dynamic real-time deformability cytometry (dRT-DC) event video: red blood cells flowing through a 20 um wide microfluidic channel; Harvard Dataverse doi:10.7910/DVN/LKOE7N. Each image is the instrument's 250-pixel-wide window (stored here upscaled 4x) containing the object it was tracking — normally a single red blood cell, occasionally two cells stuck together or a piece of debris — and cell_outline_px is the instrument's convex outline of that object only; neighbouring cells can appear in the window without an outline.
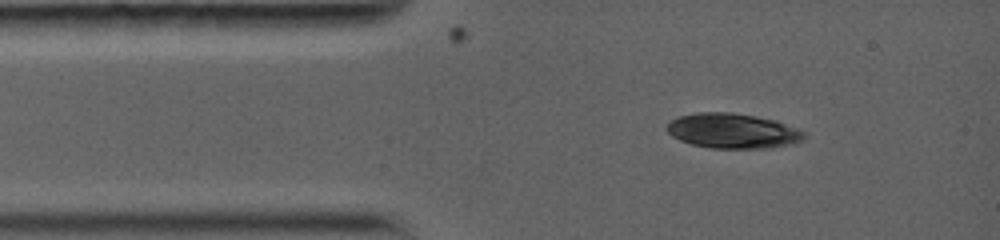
{"species": "common noctule bat (a hibernating species)", "species_latin": "Nyctalus noctula", "temperature_condition": "warm", "stored_images_in_passage": 2, "camera_frame_rate_fps": 5000, "um_per_image_px": 0.085, "animal": {"sex": "female", "body_mass_g": 19.0, "forearm_length_mm": 56.7}, "frame": {"image": 1, "passage_image": 2, "time_ms": 0.8, "image_size_px": [1000, 240], "cell_outline_px": [[804, 136], [800, 140], [792, 144], [768, 148], [708, 148], [692, 144], [680, 140], [672, 136], [664, 128], [676, 116], [696, 112], [728, 112], [756, 116], [776, 120], [796, 128], [804, 132]], "centroid_in_image_um": [62.23, 11.12], "position_along_channel_um": 22.8, "area_um2": 27.98}}